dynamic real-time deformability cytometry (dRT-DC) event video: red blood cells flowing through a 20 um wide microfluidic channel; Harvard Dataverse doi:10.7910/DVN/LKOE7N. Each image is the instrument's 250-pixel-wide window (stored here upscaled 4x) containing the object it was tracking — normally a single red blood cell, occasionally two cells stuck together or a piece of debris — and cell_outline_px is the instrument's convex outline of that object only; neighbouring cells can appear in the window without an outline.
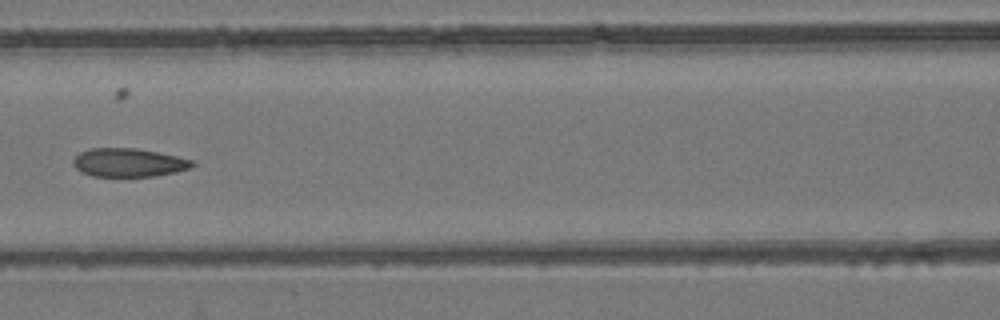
{"species": "common noctule bat (a hibernating species)", "species_latin": "Nyctalus noctula", "temperature_condition": "room temperature", "stored_images_in_passage": 9, "camera_frame_rate_fps": 3000, "um_per_image_px": 0.085, "animal": {"sex": "female", "body_mass_g": 24.6, "forearm_length_mm": 56.2}, "frame": {"image": 1, "passage_image": 7, "time_ms": 2.0, "image_size_px": [1000, 320], "cell_outline_px": [[196, 164], [188, 168], [176, 172], [156, 176], [92, 176], [80, 172], [72, 164], [72, 160], [80, 152], [88, 148], [136, 148], [176, 156], [192, 160]], "centroid_in_image_um": [10.89, 13.82], "position_along_channel_um": 155.7, "area_um2": 19.77}}